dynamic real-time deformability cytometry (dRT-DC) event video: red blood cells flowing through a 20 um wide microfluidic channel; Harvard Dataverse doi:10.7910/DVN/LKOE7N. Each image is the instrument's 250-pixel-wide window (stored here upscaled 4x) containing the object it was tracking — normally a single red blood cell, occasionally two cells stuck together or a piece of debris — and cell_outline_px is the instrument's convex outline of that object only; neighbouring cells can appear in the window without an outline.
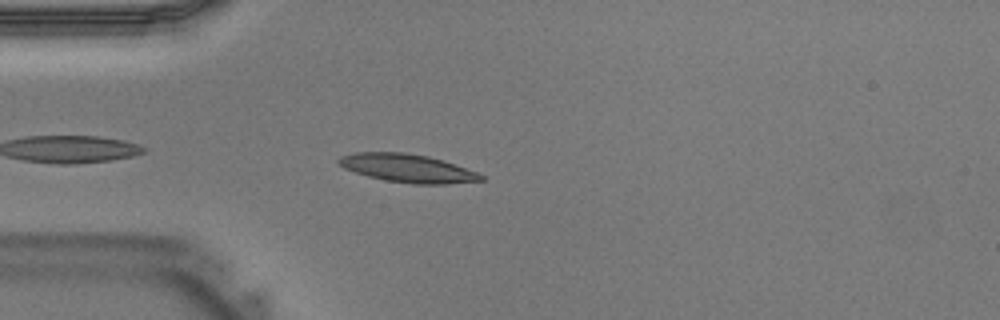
{"species": "Egyptian fruit bat (a non-hibernating species)", "species_latin": "Rousettus aegyptiacus", "temperature_condition": "warm", "stored_images_in_passage": 24, "camera_frame_rate_fps": 3000, "um_per_image_px": 0.085, "animal": {"sex": "male"}, "frame": {"image": 1, "passage_image": 2, "time_ms": 0.333, "image_size_px": [1000, 320], "cell_outline_px": [[484, 180], [448, 184], [412, 184], [384, 180], [368, 176], [344, 168], [336, 160], [340, 156], [356, 152], [404, 152], [428, 156], [444, 160], [476, 172], [484, 176]], "centroid_in_image_um": [34.64, 14.29], "position_along_channel_um": 50.4, "area_um2": 23.41}}
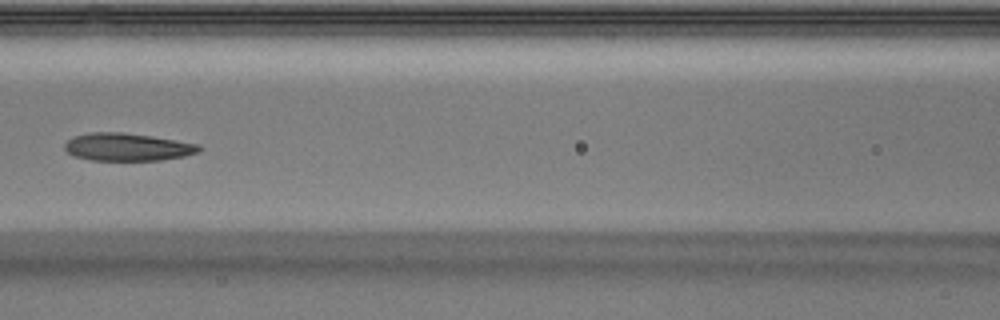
{"frame": {"image": 2, "passage_image": 9, "time_ms": 2.667, "image_size_px": [1000, 320], "cell_outline_px": [[204, 148], [196, 152], [184, 156], [160, 160], [92, 160], [76, 156], [68, 152], [64, 148], [64, 144], [68, 140], [76, 136], [88, 132], [124, 132], [152, 136], [200, 144]], "centroid_in_image_um": [10.85, 12.48], "position_along_channel_um": 155.7, "area_um2": 21.62}}
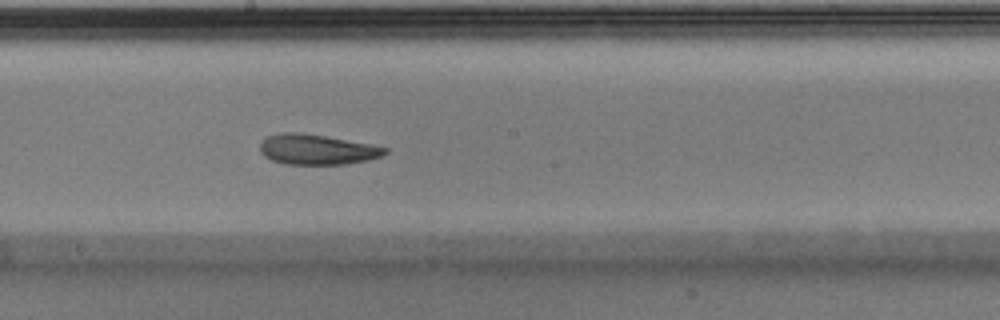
{"frame": {"image": 3, "passage_image": 13, "time_ms": 4.0, "image_size_px": [1000, 320], "cell_outline_px": [[388, 152], [380, 156], [368, 160], [344, 164], [284, 164], [272, 160], [264, 156], [260, 152], [260, 144], [268, 136], [280, 132], [300, 132], [324, 136], [368, 144], [388, 148]], "centroid_in_image_um": [26.9, 12.71], "position_along_channel_um": 221.3, "area_um2": 21.79}}